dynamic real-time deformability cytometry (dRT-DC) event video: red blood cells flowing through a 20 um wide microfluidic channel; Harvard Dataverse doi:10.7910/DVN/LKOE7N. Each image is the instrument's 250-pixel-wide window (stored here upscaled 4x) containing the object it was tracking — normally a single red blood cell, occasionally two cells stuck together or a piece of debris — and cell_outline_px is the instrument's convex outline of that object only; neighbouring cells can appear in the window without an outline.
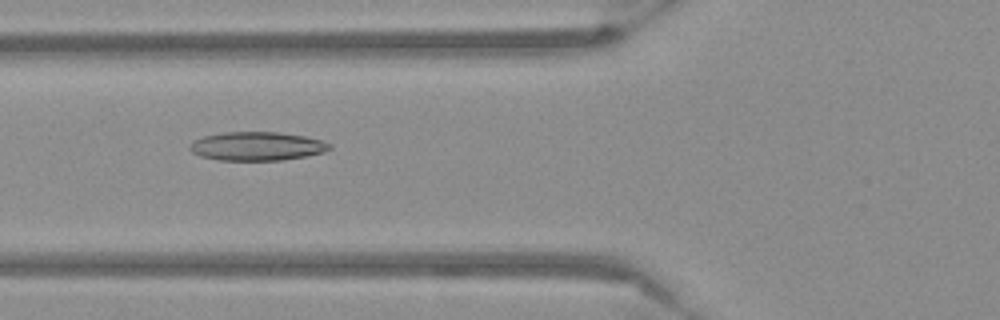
{"species": "Egyptian fruit bat (a non-hibernating species)", "species_latin": "Rousettus aegyptiacus", "temperature_condition": "warm", "stored_images_in_passage": 54, "camera_frame_rate_fps": 3000, "um_per_image_px": 0.085, "frame": {"image": 1, "passage_image": 21, "time_ms": 6.667, "image_size_px": [1000, 320], "cell_outline_px": [[332, 148], [324, 152], [284, 160], [220, 160], [200, 156], [192, 152], [188, 148], [192, 140], [204, 136], [224, 132], [280, 132], [304, 136], [320, 140], [332, 144]], "centroid_in_image_um": [21.83, 12.42], "position_along_channel_um": 104.0, "area_um2": 23.41}}
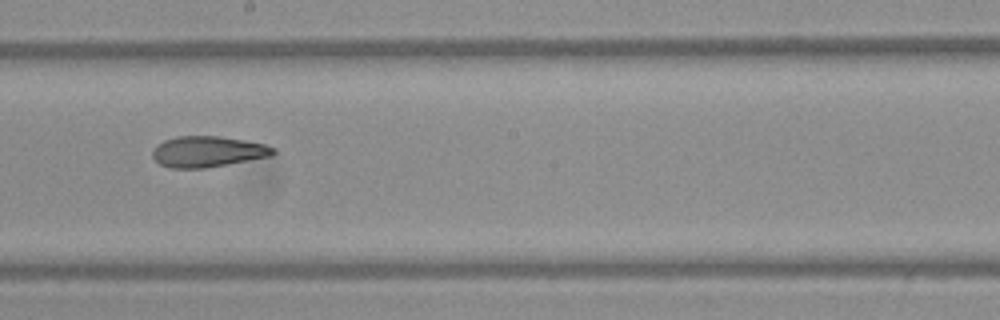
{"frame": {"image": 2, "passage_image": 31, "time_ms": 10.0, "image_size_px": [1000, 320], "cell_outline_px": [[276, 152], [272, 156], [204, 168], [168, 168], [160, 164], [152, 156], [152, 148], [156, 144], [164, 140], [180, 136], [220, 136], [244, 140], [264, 144], [276, 148]], "centroid_in_image_um": [17.64, 12.88], "position_along_channel_um": 230.6, "area_um2": 21.79}}
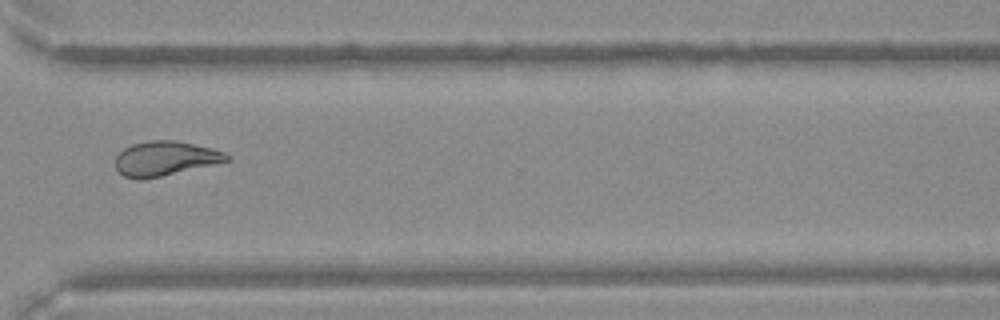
{"frame": {"image": 3, "passage_image": 41, "time_ms": 13.333, "image_size_px": [1000, 320], "cell_outline_px": [[228, 160], [212, 164], [144, 180], [136, 180], [124, 176], [116, 168], [116, 156], [124, 148], [132, 144], [148, 140], [176, 140], [212, 148], [224, 152], [228, 156]], "centroid_in_image_um": [13.97, 13.47], "position_along_channel_um": 356.6, "area_um2": 22.14}}